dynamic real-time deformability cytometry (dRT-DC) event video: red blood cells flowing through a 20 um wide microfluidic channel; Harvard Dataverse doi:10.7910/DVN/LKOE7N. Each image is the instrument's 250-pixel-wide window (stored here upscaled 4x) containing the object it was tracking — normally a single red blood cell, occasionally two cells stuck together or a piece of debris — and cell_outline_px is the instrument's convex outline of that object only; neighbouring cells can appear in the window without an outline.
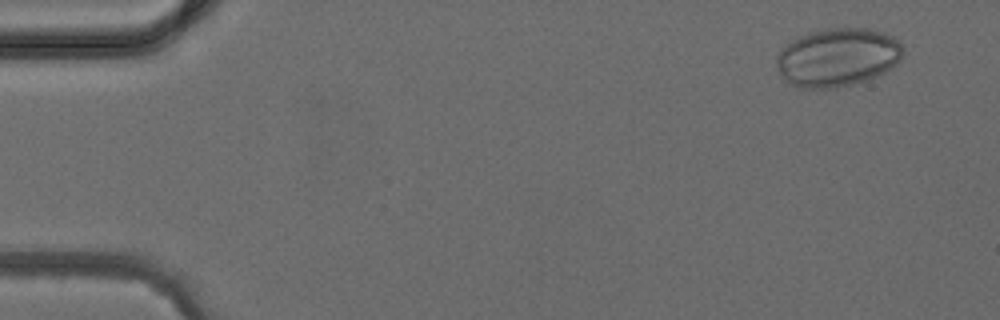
{"species": "common noctule bat (a hibernating species)", "species_latin": "Nyctalus noctula", "temperature_condition": "cold", "stored_images_in_passage": 5, "camera_frame_rate_fps": 3000, "um_per_image_px": 0.085, "animal": {"sex": "female", "body_mass_g": 24.6, "forearm_length_mm": 56.2}, "frame": {"image": 1, "passage_image": 1, "time_ms": 0.0, "image_size_px": [1000, 320], "cell_outline_px": [[904, 48], [900, 60], [896, 64], [884, 72], [876, 76], [852, 84], [836, 88], [804, 88], [792, 84], [784, 80], [780, 76], [776, 68], [776, 56], [796, 36], [808, 32], [824, 28], [872, 28], [884, 32], [892, 36]], "centroid_in_image_um": [71.18, 4.86], "position_along_channel_um": 13.8, "area_um2": 43.23}}